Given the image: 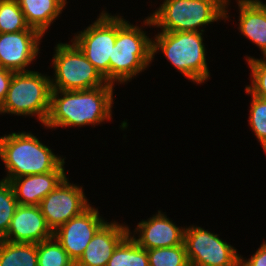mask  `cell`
Here are the masks:
<instances>
[{"instance_id": "obj_1", "label": "cell", "mask_w": 266, "mask_h": 266, "mask_svg": "<svg viewBox=\"0 0 266 266\" xmlns=\"http://www.w3.org/2000/svg\"><path fill=\"white\" fill-rule=\"evenodd\" d=\"M113 86L107 83L89 90H51L50 109L43 125L48 128L95 126L110 120Z\"/></svg>"}, {"instance_id": "obj_2", "label": "cell", "mask_w": 266, "mask_h": 266, "mask_svg": "<svg viewBox=\"0 0 266 266\" xmlns=\"http://www.w3.org/2000/svg\"><path fill=\"white\" fill-rule=\"evenodd\" d=\"M0 158L5 164L10 181L20 176L54 171L65 158L56 156L31 133L13 132L0 137Z\"/></svg>"}, {"instance_id": "obj_3", "label": "cell", "mask_w": 266, "mask_h": 266, "mask_svg": "<svg viewBox=\"0 0 266 266\" xmlns=\"http://www.w3.org/2000/svg\"><path fill=\"white\" fill-rule=\"evenodd\" d=\"M230 0H164L163 4L144 21L166 32H204L199 27L228 18ZM227 6V7H226Z\"/></svg>"}, {"instance_id": "obj_4", "label": "cell", "mask_w": 266, "mask_h": 266, "mask_svg": "<svg viewBox=\"0 0 266 266\" xmlns=\"http://www.w3.org/2000/svg\"><path fill=\"white\" fill-rule=\"evenodd\" d=\"M152 39L117 15V37L109 62V83H124L152 62Z\"/></svg>"}, {"instance_id": "obj_5", "label": "cell", "mask_w": 266, "mask_h": 266, "mask_svg": "<svg viewBox=\"0 0 266 266\" xmlns=\"http://www.w3.org/2000/svg\"><path fill=\"white\" fill-rule=\"evenodd\" d=\"M202 32L162 31L152 40V58L161 50L169 62L193 82L204 83L209 70L206 62Z\"/></svg>"}, {"instance_id": "obj_6", "label": "cell", "mask_w": 266, "mask_h": 266, "mask_svg": "<svg viewBox=\"0 0 266 266\" xmlns=\"http://www.w3.org/2000/svg\"><path fill=\"white\" fill-rule=\"evenodd\" d=\"M51 79L37 71L14 73L0 114H35L44 124L50 109Z\"/></svg>"}, {"instance_id": "obj_7", "label": "cell", "mask_w": 266, "mask_h": 266, "mask_svg": "<svg viewBox=\"0 0 266 266\" xmlns=\"http://www.w3.org/2000/svg\"><path fill=\"white\" fill-rule=\"evenodd\" d=\"M53 56L52 90H89L108 83L74 42L58 43Z\"/></svg>"}, {"instance_id": "obj_8", "label": "cell", "mask_w": 266, "mask_h": 266, "mask_svg": "<svg viewBox=\"0 0 266 266\" xmlns=\"http://www.w3.org/2000/svg\"><path fill=\"white\" fill-rule=\"evenodd\" d=\"M117 37V16L104 11L97 20L73 38L85 57L109 83V62Z\"/></svg>"}, {"instance_id": "obj_9", "label": "cell", "mask_w": 266, "mask_h": 266, "mask_svg": "<svg viewBox=\"0 0 266 266\" xmlns=\"http://www.w3.org/2000/svg\"><path fill=\"white\" fill-rule=\"evenodd\" d=\"M184 245L190 266H235L240 262L233 246L199 226L185 229Z\"/></svg>"}, {"instance_id": "obj_10", "label": "cell", "mask_w": 266, "mask_h": 266, "mask_svg": "<svg viewBox=\"0 0 266 266\" xmlns=\"http://www.w3.org/2000/svg\"><path fill=\"white\" fill-rule=\"evenodd\" d=\"M38 206L48 227L54 232L73 217L80 215L90 204L82 187L69 183L65 177Z\"/></svg>"}, {"instance_id": "obj_11", "label": "cell", "mask_w": 266, "mask_h": 266, "mask_svg": "<svg viewBox=\"0 0 266 266\" xmlns=\"http://www.w3.org/2000/svg\"><path fill=\"white\" fill-rule=\"evenodd\" d=\"M106 221L91 205L53 232L74 263L81 257L97 230Z\"/></svg>"}, {"instance_id": "obj_12", "label": "cell", "mask_w": 266, "mask_h": 266, "mask_svg": "<svg viewBox=\"0 0 266 266\" xmlns=\"http://www.w3.org/2000/svg\"><path fill=\"white\" fill-rule=\"evenodd\" d=\"M42 34L34 28L14 33H0V67L13 72L26 70L38 56Z\"/></svg>"}, {"instance_id": "obj_13", "label": "cell", "mask_w": 266, "mask_h": 266, "mask_svg": "<svg viewBox=\"0 0 266 266\" xmlns=\"http://www.w3.org/2000/svg\"><path fill=\"white\" fill-rule=\"evenodd\" d=\"M52 237L53 232L39 206L18 205L3 240L37 244Z\"/></svg>"}, {"instance_id": "obj_14", "label": "cell", "mask_w": 266, "mask_h": 266, "mask_svg": "<svg viewBox=\"0 0 266 266\" xmlns=\"http://www.w3.org/2000/svg\"><path fill=\"white\" fill-rule=\"evenodd\" d=\"M132 233L128 226L105 222L94 234L75 266H106L117 246Z\"/></svg>"}, {"instance_id": "obj_15", "label": "cell", "mask_w": 266, "mask_h": 266, "mask_svg": "<svg viewBox=\"0 0 266 266\" xmlns=\"http://www.w3.org/2000/svg\"><path fill=\"white\" fill-rule=\"evenodd\" d=\"M186 228L176 226L161 211L148 220L138 223L134 232H139L138 238L134 235L132 239L142 248L154 249L172 247L184 244V232Z\"/></svg>"}, {"instance_id": "obj_16", "label": "cell", "mask_w": 266, "mask_h": 266, "mask_svg": "<svg viewBox=\"0 0 266 266\" xmlns=\"http://www.w3.org/2000/svg\"><path fill=\"white\" fill-rule=\"evenodd\" d=\"M64 161L51 172L20 176L9 181L19 205L38 206L66 177Z\"/></svg>"}, {"instance_id": "obj_17", "label": "cell", "mask_w": 266, "mask_h": 266, "mask_svg": "<svg viewBox=\"0 0 266 266\" xmlns=\"http://www.w3.org/2000/svg\"><path fill=\"white\" fill-rule=\"evenodd\" d=\"M239 30L256 44L266 57V3L260 0H238Z\"/></svg>"}, {"instance_id": "obj_18", "label": "cell", "mask_w": 266, "mask_h": 266, "mask_svg": "<svg viewBox=\"0 0 266 266\" xmlns=\"http://www.w3.org/2000/svg\"><path fill=\"white\" fill-rule=\"evenodd\" d=\"M27 24L43 36L64 9L67 0H17Z\"/></svg>"}, {"instance_id": "obj_19", "label": "cell", "mask_w": 266, "mask_h": 266, "mask_svg": "<svg viewBox=\"0 0 266 266\" xmlns=\"http://www.w3.org/2000/svg\"><path fill=\"white\" fill-rule=\"evenodd\" d=\"M0 266H38L37 244L0 240Z\"/></svg>"}, {"instance_id": "obj_20", "label": "cell", "mask_w": 266, "mask_h": 266, "mask_svg": "<svg viewBox=\"0 0 266 266\" xmlns=\"http://www.w3.org/2000/svg\"><path fill=\"white\" fill-rule=\"evenodd\" d=\"M106 266H149L147 250L129 234L114 250Z\"/></svg>"}, {"instance_id": "obj_21", "label": "cell", "mask_w": 266, "mask_h": 266, "mask_svg": "<svg viewBox=\"0 0 266 266\" xmlns=\"http://www.w3.org/2000/svg\"><path fill=\"white\" fill-rule=\"evenodd\" d=\"M38 266H75L62 245L53 236L37 243Z\"/></svg>"}, {"instance_id": "obj_22", "label": "cell", "mask_w": 266, "mask_h": 266, "mask_svg": "<svg viewBox=\"0 0 266 266\" xmlns=\"http://www.w3.org/2000/svg\"><path fill=\"white\" fill-rule=\"evenodd\" d=\"M29 28L17 0H0V33H14Z\"/></svg>"}, {"instance_id": "obj_23", "label": "cell", "mask_w": 266, "mask_h": 266, "mask_svg": "<svg viewBox=\"0 0 266 266\" xmlns=\"http://www.w3.org/2000/svg\"><path fill=\"white\" fill-rule=\"evenodd\" d=\"M149 266H190L184 244L147 250Z\"/></svg>"}, {"instance_id": "obj_24", "label": "cell", "mask_w": 266, "mask_h": 266, "mask_svg": "<svg viewBox=\"0 0 266 266\" xmlns=\"http://www.w3.org/2000/svg\"><path fill=\"white\" fill-rule=\"evenodd\" d=\"M18 205L11 184L8 181L0 180V240L6 237Z\"/></svg>"}, {"instance_id": "obj_25", "label": "cell", "mask_w": 266, "mask_h": 266, "mask_svg": "<svg viewBox=\"0 0 266 266\" xmlns=\"http://www.w3.org/2000/svg\"><path fill=\"white\" fill-rule=\"evenodd\" d=\"M246 93L252 96L249 124L266 153V99L253 95L247 88Z\"/></svg>"}, {"instance_id": "obj_26", "label": "cell", "mask_w": 266, "mask_h": 266, "mask_svg": "<svg viewBox=\"0 0 266 266\" xmlns=\"http://www.w3.org/2000/svg\"><path fill=\"white\" fill-rule=\"evenodd\" d=\"M249 67L251 68V86L247 88L253 95L266 99V57L262 59H255L253 57H246Z\"/></svg>"}, {"instance_id": "obj_27", "label": "cell", "mask_w": 266, "mask_h": 266, "mask_svg": "<svg viewBox=\"0 0 266 266\" xmlns=\"http://www.w3.org/2000/svg\"><path fill=\"white\" fill-rule=\"evenodd\" d=\"M242 266H266V242H263L260 248L248 260L240 256Z\"/></svg>"}, {"instance_id": "obj_28", "label": "cell", "mask_w": 266, "mask_h": 266, "mask_svg": "<svg viewBox=\"0 0 266 266\" xmlns=\"http://www.w3.org/2000/svg\"><path fill=\"white\" fill-rule=\"evenodd\" d=\"M15 72L0 67V106L4 102L13 74Z\"/></svg>"}, {"instance_id": "obj_29", "label": "cell", "mask_w": 266, "mask_h": 266, "mask_svg": "<svg viewBox=\"0 0 266 266\" xmlns=\"http://www.w3.org/2000/svg\"><path fill=\"white\" fill-rule=\"evenodd\" d=\"M235 266H242V264L239 262L237 265H235Z\"/></svg>"}]
</instances>
